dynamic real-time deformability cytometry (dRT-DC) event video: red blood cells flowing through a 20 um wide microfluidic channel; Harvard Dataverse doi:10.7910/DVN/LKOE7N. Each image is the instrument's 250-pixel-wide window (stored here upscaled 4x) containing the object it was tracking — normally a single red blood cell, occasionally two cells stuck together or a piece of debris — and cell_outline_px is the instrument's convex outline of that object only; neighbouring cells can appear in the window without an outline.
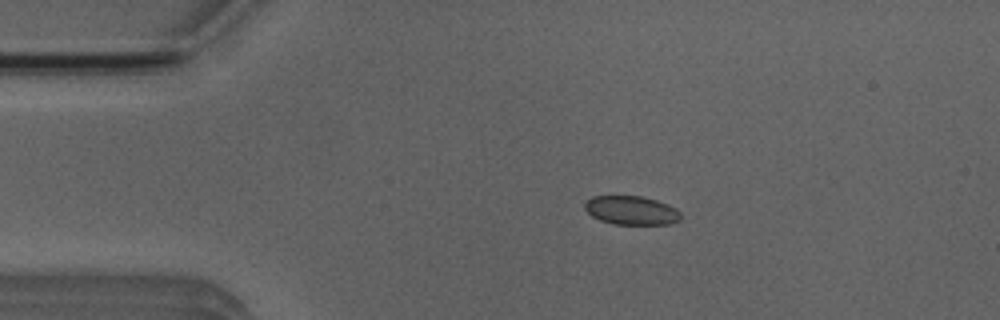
{"species": "Egyptian fruit bat (a non-hibernating species)", "species_latin": "Rousettus aegyptiacus", "temperature_condition": "room temperature", "stored_images_in_passage": 4, "camera_frame_rate_fps": 3000, "um_per_image_px": 0.085, "animal": {"sex": "male"}, "frame": {"image": 1, "passage_image": 3, "time_ms": 2.333, "image_size_px": [1000, 320], "cell_outline_px": [[680, 220], [668, 224], [612, 224], [600, 220], [592, 216], [584, 208], [584, 200], [592, 196], [640, 196], [656, 200], [668, 204], [676, 208], [680, 212]], "centroid_in_image_um": [53.63, 17.87], "position_along_channel_um": 31.4, "area_um2": 16.18}}